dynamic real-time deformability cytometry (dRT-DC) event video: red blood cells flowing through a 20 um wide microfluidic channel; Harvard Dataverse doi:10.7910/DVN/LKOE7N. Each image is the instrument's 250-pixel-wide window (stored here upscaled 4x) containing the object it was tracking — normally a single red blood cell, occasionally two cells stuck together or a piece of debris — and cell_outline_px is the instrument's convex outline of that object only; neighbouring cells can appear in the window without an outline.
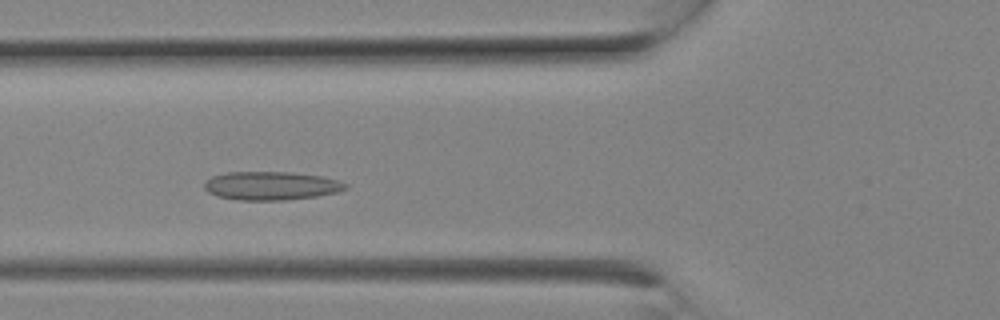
{"species": "Egyptian fruit bat (a non-hibernating species)", "species_latin": "Rousettus aegyptiacus", "temperature_condition": "room temperature", "stored_images_in_passage": 8, "camera_frame_rate_fps": 3000, "um_per_image_px": 0.085, "animal": {"sex": "female"}, "frame": {"image": 1, "passage_image": 7, "time_ms": 2.0, "image_size_px": [1000, 320], "cell_outline_px": [[348, 188], [340, 192], [316, 196], [284, 200], [236, 200], [216, 196], [208, 192], [204, 188], [204, 184], [212, 176], [228, 172], [288, 172], [320, 176], [336, 180], [348, 184]], "centroid_in_image_um": [23.04, 15.8], "position_along_channel_um": 102.8, "area_um2": 23.41}}
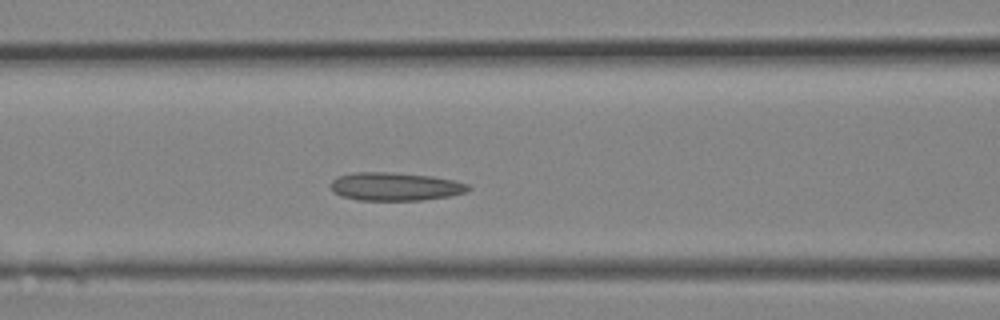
{"frame": {"image": 2, "passage_image": 8, "time_ms": 2.333, "image_size_px": [1000, 320], "cell_outline_px": [[472, 188], [468, 192], [448, 196], [420, 200], [356, 200], [340, 196], [332, 192], [332, 180], [336, 176], [352, 172], [392, 172], [432, 176], [452, 180], [468, 184]], "centroid_in_image_um": [33.56, 15.85], "position_along_channel_um": 133.0, "area_um2": 22.77}}